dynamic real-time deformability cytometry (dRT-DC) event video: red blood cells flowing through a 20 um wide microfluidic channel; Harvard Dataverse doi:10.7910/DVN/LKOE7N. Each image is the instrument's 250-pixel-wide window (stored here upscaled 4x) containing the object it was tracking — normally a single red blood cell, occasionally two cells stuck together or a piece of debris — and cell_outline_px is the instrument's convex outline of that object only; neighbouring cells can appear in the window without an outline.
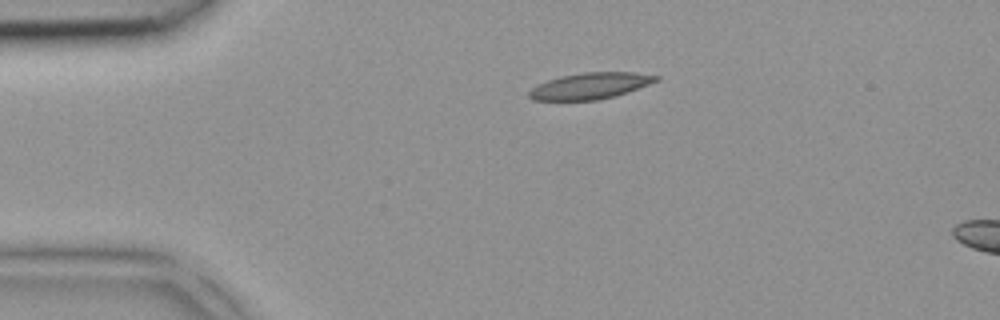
{"species": "common noctule bat (a hibernating species)", "species_latin": "Nyctalus noctula", "temperature_condition": "room temperature", "stored_images_in_passage": 4, "camera_frame_rate_fps": 3000, "um_per_image_px": 0.085, "animal": {"sex": "female", "body_mass_g": 18.4}, "frame": {"image": 1, "passage_image": 1, "time_ms": 0.0, "image_size_px": [1000, 320], "cell_outline_px": [[660, 80], [628, 92], [616, 96], [596, 100], [532, 100], [528, 96], [528, 92], [536, 84], [560, 76], [584, 72], [632, 72], [660, 76]], "centroid_in_image_um": [50.17, 7.3], "position_along_channel_um": 34.8, "area_um2": 19.54}}